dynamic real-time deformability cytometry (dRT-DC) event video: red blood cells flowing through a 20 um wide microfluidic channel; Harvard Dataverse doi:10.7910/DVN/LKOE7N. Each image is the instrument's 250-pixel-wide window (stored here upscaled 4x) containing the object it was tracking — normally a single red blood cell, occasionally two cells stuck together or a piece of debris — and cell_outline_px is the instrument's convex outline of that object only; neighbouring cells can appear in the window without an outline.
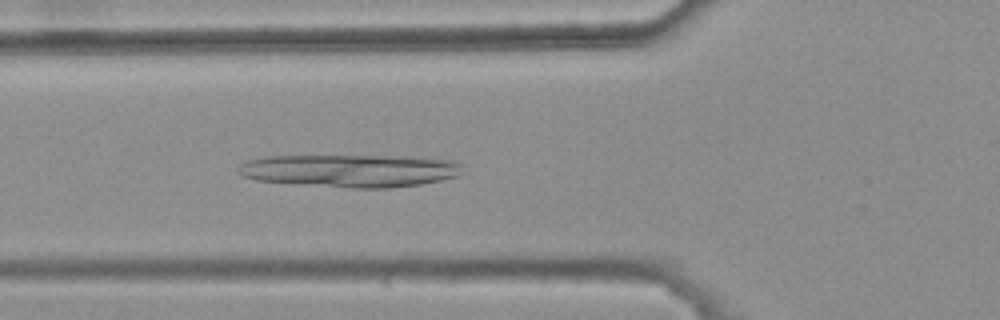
{"species": "common noctule bat (a hibernating species)", "species_latin": "Nyctalus noctula", "temperature_condition": "warm", "stored_images_in_passage": 32, "camera_frame_rate_fps": 3000, "um_per_image_px": 0.085, "animal": {"sex": "female", "body_mass_g": 25.1}, "frame": {"image": 1, "passage_image": 7, "time_ms": 2.0, "image_size_px": [1000, 320], "cell_outline_px": [[460, 172], [456, 176], [440, 180], [420, 184], [392, 188], [352, 188], [256, 180], [244, 176], [236, 172], [240, 164], [248, 160], [264, 156], [408, 156], [456, 160], [460, 164]], "centroid_in_image_um": [29.77, 14.49], "position_along_channel_um": 96.0, "area_um2": 42.71}}
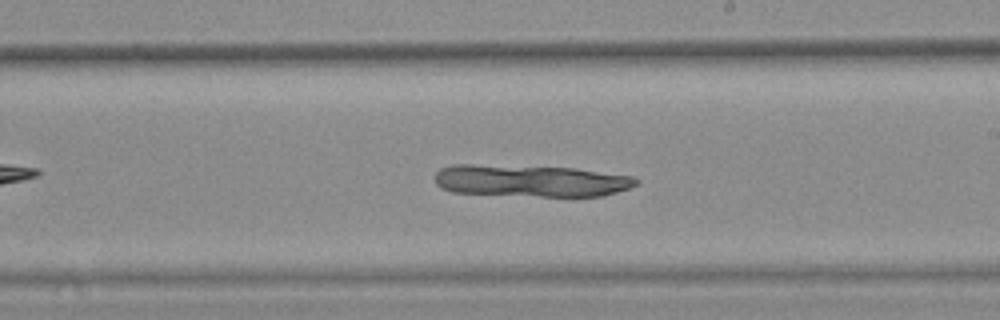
{"frame": {"image": 2, "passage_image": 19, "time_ms": 6.0, "image_size_px": [1000, 320], "cell_outline_px": [[640, 180], [636, 184], [628, 188], [604, 196], [540, 196], [452, 192], [440, 188], [436, 184], [432, 176], [440, 168], [452, 164], [472, 164], [576, 168], [632, 176]], "centroid_in_image_um": [45.05, 15.35], "position_along_channel_um": 243.9, "area_um2": 37.69}}
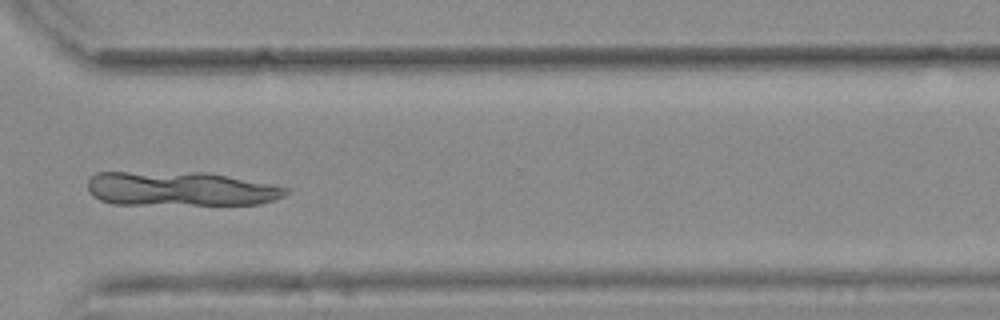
{"frame": {"image": 3, "passage_image": 28, "time_ms": 9.0, "image_size_px": [1000, 320], "cell_outline_px": [[288, 192], [284, 196], [260, 204], [112, 204], [100, 200], [92, 196], [88, 192], [88, 180], [96, 172], [208, 172], [276, 184], [288, 188]], "centroid_in_image_um": [15.35, 16.04], "position_along_channel_um": 355.3, "area_um2": 40.06}}